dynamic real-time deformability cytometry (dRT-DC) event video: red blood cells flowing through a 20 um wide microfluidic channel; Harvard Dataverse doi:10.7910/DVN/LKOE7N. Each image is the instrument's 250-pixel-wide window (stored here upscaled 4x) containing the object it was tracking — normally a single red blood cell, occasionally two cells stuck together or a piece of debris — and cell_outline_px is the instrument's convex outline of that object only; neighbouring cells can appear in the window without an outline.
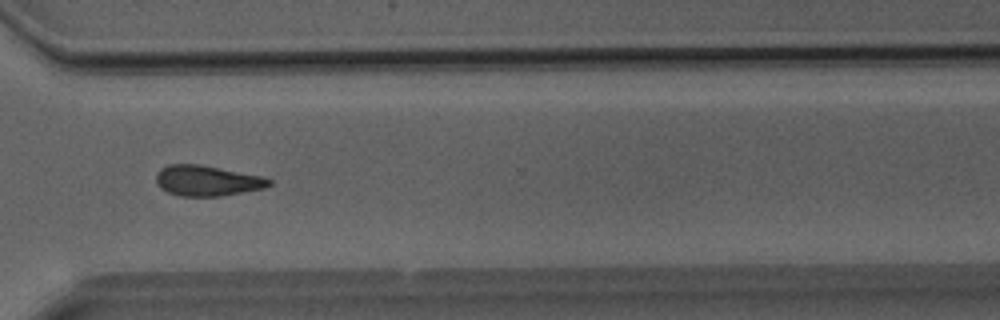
{"species": "Egyptian fruit bat (a non-hibernating species)", "species_latin": "Rousettus aegyptiacus", "temperature_condition": "room temperature", "stored_images_in_passage": 38, "camera_frame_rate_fps": 3000, "um_per_image_px": 0.085, "animal": {"sex": "male"}, "frame": {"image": 1, "passage_image": 27, "time_ms": 8.667, "image_size_px": [1000, 320], "cell_outline_px": [[272, 184], [264, 188], [220, 196], [180, 196], [168, 192], [160, 188], [156, 184], [156, 172], [160, 168], [168, 164], [200, 164], [264, 176], [272, 180]], "centroid_in_image_um": [17.59, 15.35], "position_along_channel_um": 353.0, "area_um2": 20.29}}